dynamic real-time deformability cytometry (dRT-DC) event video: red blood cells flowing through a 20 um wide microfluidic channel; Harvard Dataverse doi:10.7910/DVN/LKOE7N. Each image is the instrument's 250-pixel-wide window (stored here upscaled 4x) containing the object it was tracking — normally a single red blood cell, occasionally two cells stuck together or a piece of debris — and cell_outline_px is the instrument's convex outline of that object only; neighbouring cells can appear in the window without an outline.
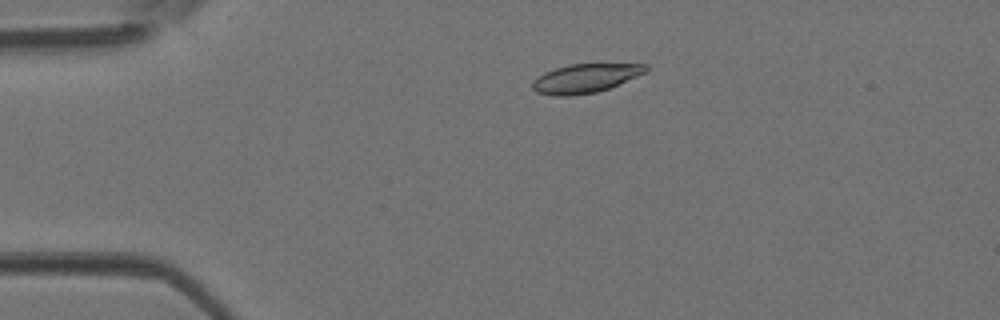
{"species": "Egyptian fruit bat (a non-hibernating species)", "species_latin": "Rousettus aegyptiacus", "temperature_condition": "room temperature", "stored_images_in_passage": 43, "camera_frame_rate_fps": 3000, "um_per_image_px": 0.085, "animal": {"sex": "female"}, "frame": {"image": 1, "passage_image": 8, "time_ms": 2.333, "image_size_px": [1000, 320], "cell_outline_px": [[648, 68], [644, 72], [636, 76], [608, 88], [596, 92], [568, 96], [552, 96], [536, 92], [532, 88], [532, 80], [544, 72], [568, 64], [648, 64]], "centroid_in_image_um": [49.68, 6.66], "position_along_channel_um": 35.3, "area_um2": 18.9}}
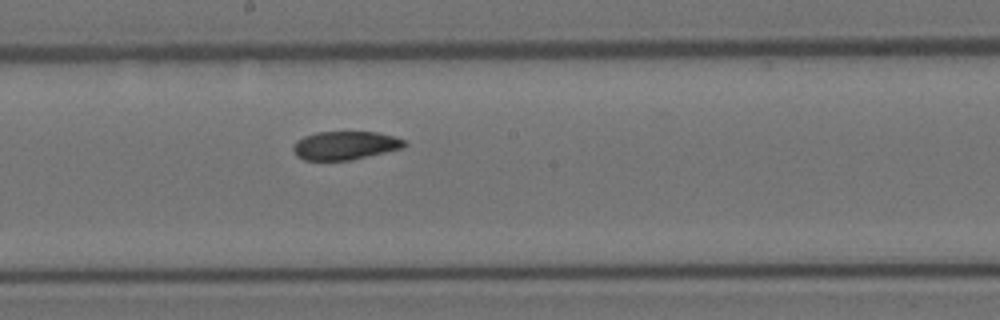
{"frame": {"image": 2, "passage_image": 23, "time_ms": 7.333, "image_size_px": [1000, 320], "cell_outline_px": [[408, 144], [404, 148], [352, 160], [304, 160], [296, 156], [292, 152], [292, 148], [296, 140], [304, 136], [316, 132], [376, 132], [392, 136], [404, 140]], "centroid_in_image_um": [29.31, 12.37], "position_along_channel_um": 218.9, "area_um2": 18.61}}
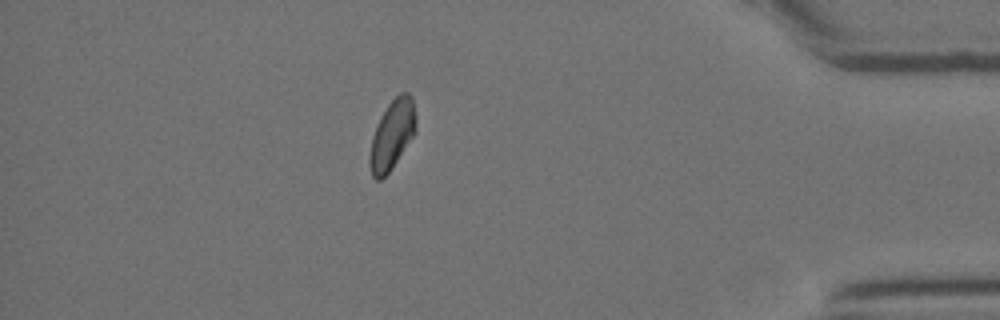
{"frame": {"image": 3, "passage_image": 38, "time_ms": 12.333, "image_size_px": [1000, 320], "cell_outline_px": [[416, 132], [392, 168], [380, 180], [376, 180], [372, 176], [368, 164], [368, 160], [372, 136], [388, 104], [400, 92], [408, 92], [412, 96], [416, 116]], "centroid_in_image_um": [33.34, 11.47], "position_along_channel_um": 401.9, "area_um2": 18.61}}